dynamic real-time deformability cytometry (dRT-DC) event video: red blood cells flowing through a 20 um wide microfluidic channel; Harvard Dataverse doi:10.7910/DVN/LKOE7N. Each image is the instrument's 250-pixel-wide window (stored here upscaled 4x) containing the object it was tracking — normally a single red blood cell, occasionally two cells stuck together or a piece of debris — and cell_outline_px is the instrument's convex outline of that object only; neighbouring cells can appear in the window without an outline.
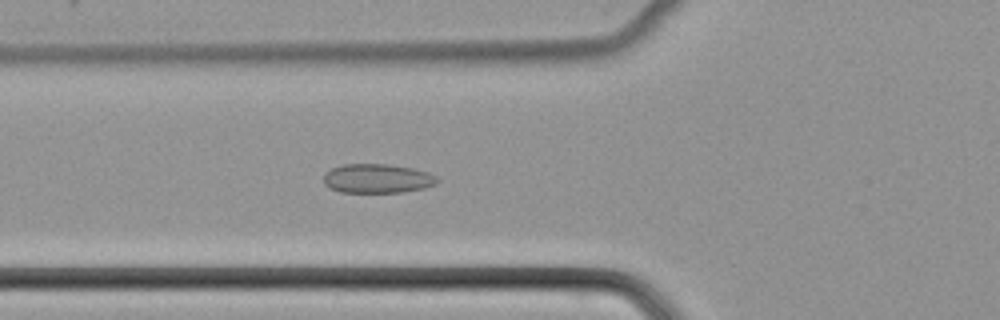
{"species": "common noctule bat (a hibernating species)", "species_latin": "Nyctalus noctula", "temperature_condition": "cold", "stored_images_in_passage": 52, "camera_frame_rate_fps": 3000, "um_per_image_px": 0.085, "animal": {"sex": "female", "body_mass_g": 22.7, "forearm_length_mm": 54.2}, "frame": {"image": 1, "passage_image": 20, "time_ms": 6.333, "image_size_px": [1000, 320], "cell_outline_px": [[440, 180], [436, 184], [424, 188], [400, 192], [340, 192], [328, 188], [324, 184], [324, 172], [340, 164], [388, 164], [412, 168], [428, 172], [436, 176]], "centroid_in_image_um": [32.05, 15.17], "position_along_channel_um": 93.8, "area_um2": 19.48}}
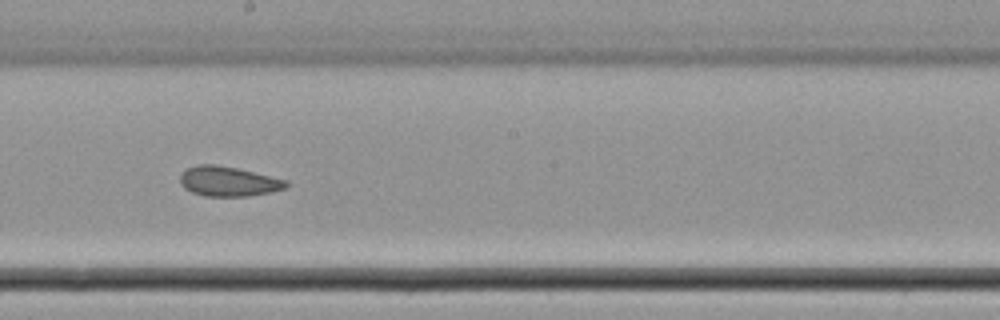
{"frame": {"image": 2, "passage_image": 30, "time_ms": 9.667, "image_size_px": [1000, 320], "cell_outline_px": [[288, 188], [272, 192], [248, 196], [204, 196], [192, 192], [184, 188], [180, 184], [180, 172], [184, 168], [196, 164], [216, 164], [236, 168], [288, 180]], "centroid_in_image_um": [19.38, 15.41], "position_along_channel_um": 228.8, "area_um2": 18.73}}
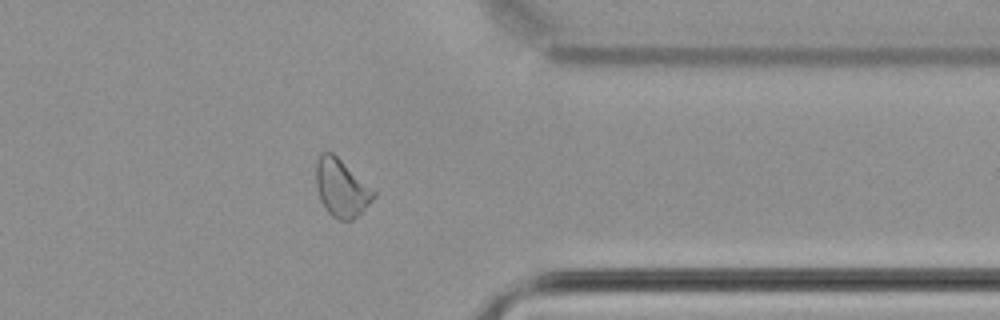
{"frame": {"image": 3, "passage_image": 42, "time_ms": 13.667, "image_size_px": [1000, 320], "cell_outline_px": [[376, 196], [352, 220], [340, 220], [332, 216], [328, 212], [320, 200], [316, 188], [316, 160], [320, 152], [332, 152], [376, 192]], "centroid_in_image_um": [28.98, 15.96], "position_along_channel_um": 382.4, "area_um2": 19.07}}